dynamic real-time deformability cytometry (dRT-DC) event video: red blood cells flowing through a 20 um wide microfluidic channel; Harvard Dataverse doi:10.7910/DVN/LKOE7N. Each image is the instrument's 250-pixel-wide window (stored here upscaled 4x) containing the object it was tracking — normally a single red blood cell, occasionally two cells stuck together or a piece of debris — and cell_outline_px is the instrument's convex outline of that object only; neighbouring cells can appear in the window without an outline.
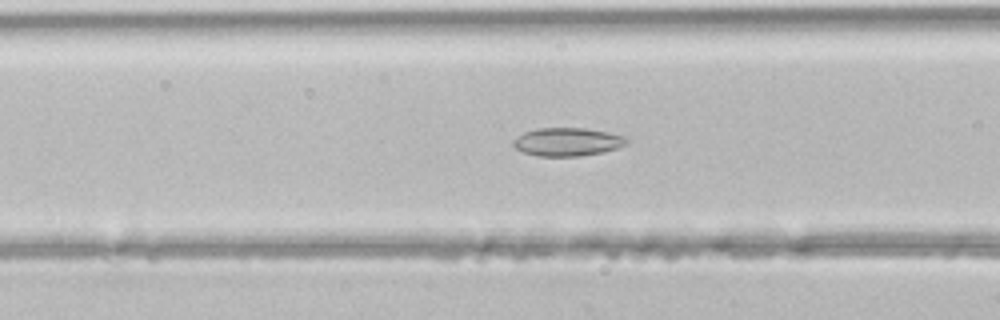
{"species": "common noctule bat (a hibernating species)", "species_latin": "Nyctalus noctula", "temperature_condition": "room temperature", "stored_images_in_passage": 47, "camera_frame_rate_fps": 3000, "um_per_image_px": 0.085, "animal": {"sex": "male", "body_mass_g": 21.5, "forearm_length_mm": 52.0}, "frame": {"image": 1, "passage_image": 18, "time_ms": 5.667, "image_size_px": [1000, 320], "cell_outline_px": [[628, 144], [604, 152], [580, 156], [536, 156], [524, 152], [516, 148], [512, 144], [512, 140], [524, 132], [536, 128], [584, 128], [608, 132], [628, 136]], "centroid_in_image_um": [48.25, 12.05], "position_along_channel_um": 118.3, "area_um2": 18.84}}
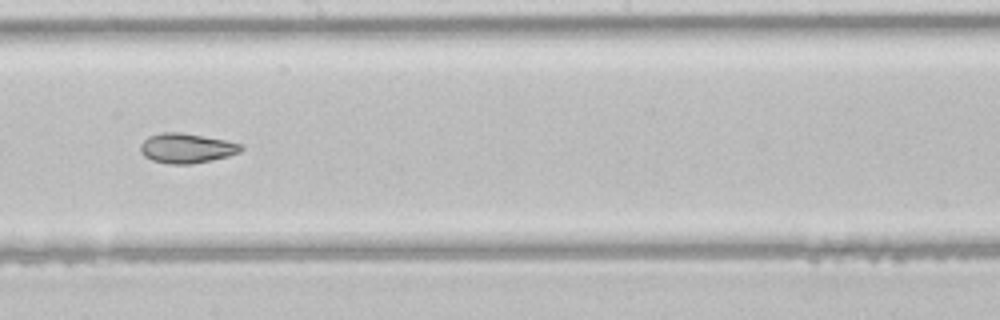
{"frame": {"image": 2, "passage_image": 26, "time_ms": 8.333, "image_size_px": [1000, 320], "cell_outline_px": [[244, 148], [240, 152], [228, 156], [212, 160], [192, 164], [168, 164], [152, 160], [144, 156], [140, 152], [140, 144], [148, 136], [160, 132], [180, 132], [224, 140], [244, 144]], "centroid_in_image_um": [15.85, 12.6], "position_along_channel_um": 232.4, "area_um2": 17.57}}
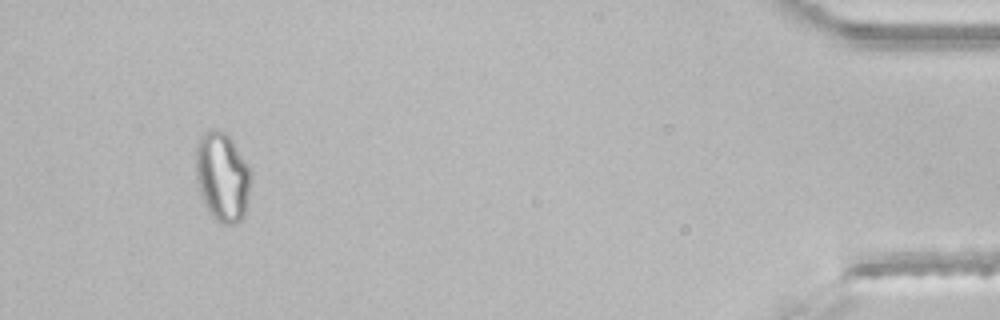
{"frame": {"image": 3, "passage_image": 44, "time_ms": 14.333, "image_size_px": [1000, 320], "cell_outline_px": [[248, 208], [244, 216], [236, 224], [220, 224], [212, 216], [200, 196], [196, 180], [196, 144], [200, 136], [204, 132], [224, 132], [232, 140], [248, 168]], "centroid_in_image_um": [18.86, 15.1], "position_along_channel_um": 416.3, "area_um2": 28.09}}